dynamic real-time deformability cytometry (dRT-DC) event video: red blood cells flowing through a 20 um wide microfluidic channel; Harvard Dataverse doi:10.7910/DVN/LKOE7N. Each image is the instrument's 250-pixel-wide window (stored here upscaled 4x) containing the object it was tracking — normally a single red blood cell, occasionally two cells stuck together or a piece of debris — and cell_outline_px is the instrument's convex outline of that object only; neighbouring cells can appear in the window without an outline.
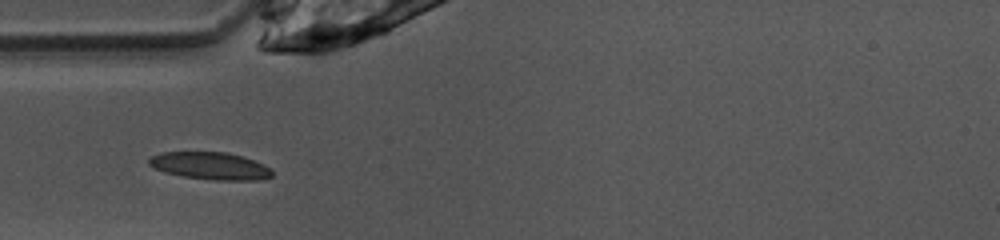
{"species": "common noctule bat (a hibernating species)", "species_latin": "Nyctalus noctula", "temperature_condition": "warm", "stored_images_in_passage": 30, "camera_frame_rate_fps": 3000, "um_per_image_px": 0.085, "animal": {"sex": "female", "body_mass_g": 10.0, "forearm_length_mm": 53.1}, "frame": {"image": 1, "passage_image": 1, "time_ms": 0.0, "image_size_px": [1000, 240], "cell_outline_px": [[272, 176], [260, 180], [212, 180], [184, 176], [164, 172], [152, 168], [148, 164], [148, 160], [152, 156], [160, 152], [228, 152], [244, 156], [264, 164], [272, 168]], "centroid_in_image_um": [17.89, 14.09], "position_along_channel_um": 67.1, "area_um2": 19.88}}
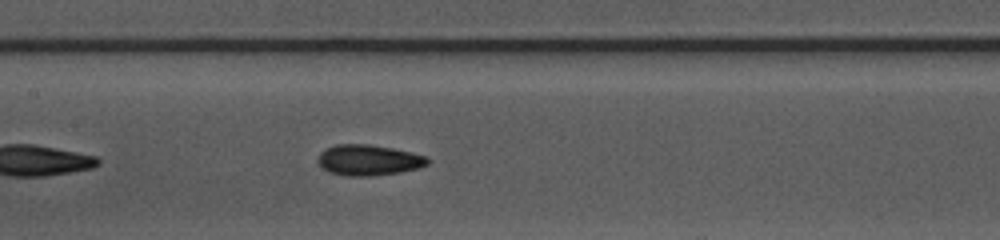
{"frame": {"image": 2, "passage_image": 9, "time_ms": 2.667, "image_size_px": [1000, 240], "cell_outline_px": [[428, 164], [416, 168], [400, 172], [372, 176], [344, 176], [328, 172], [320, 168], [316, 160], [320, 152], [324, 148], [336, 144], [368, 144], [392, 148], [428, 156]], "centroid_in_image_um": [31.25, 13.61], "position_along_channel_um": 176.2, "area_um2": 19.88}}
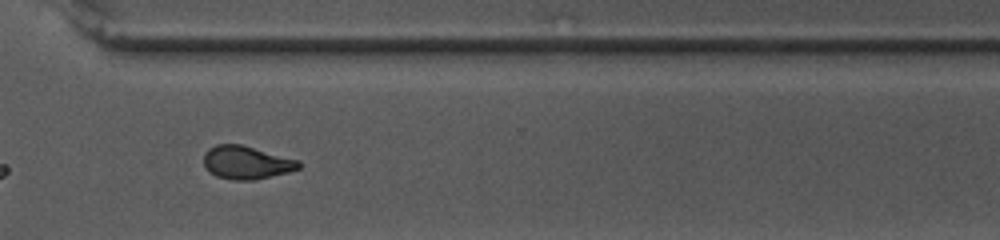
{"frame": {"image": 3, "passage_image": 22, "time_ms": 7.0, "image_size_px": [1000, 240], "cell_outline_px": [[300, 168], [288, 172], [252, 180], [232, 180], [216, 176], [208, 172], [204, 164], [204, 152], [208, 148], [216, 144], [240, 144], [300, 160]], "centroid_in_image_um": [20.92, 13.81], "position_along_channel_um": 349.7, "area_um2": 18.38}}